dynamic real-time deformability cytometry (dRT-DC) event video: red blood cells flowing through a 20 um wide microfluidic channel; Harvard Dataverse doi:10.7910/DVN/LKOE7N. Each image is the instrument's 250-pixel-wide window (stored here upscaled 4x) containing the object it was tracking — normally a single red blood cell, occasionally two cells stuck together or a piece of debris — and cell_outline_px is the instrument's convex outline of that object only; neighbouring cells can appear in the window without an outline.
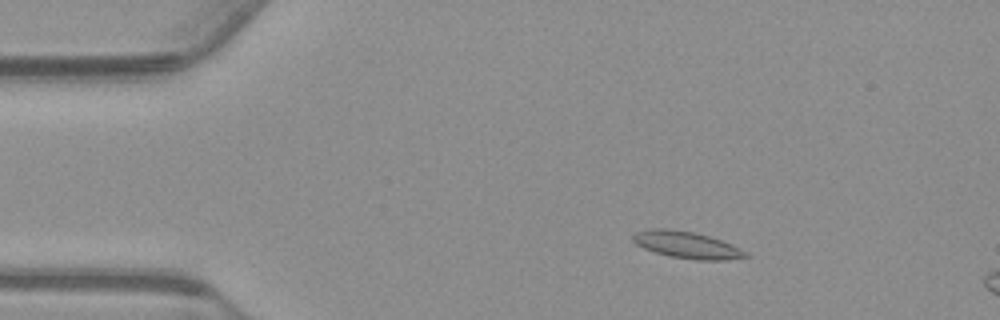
{"species": "common noctule bat (a hibernating species)", "species_latin": "Nyctalus noctula", "temperature_condition": "warm", "stored_images_in_passage": 15, "camera_frame_rate_fps": 3000, "um_per_image_px": 0.085, "animal": {"sex": "male", "body_mass_g": 23.1, "forearm_length_mm": 52.7}, "frame": {"image": 1, "passage_image": 9, "time_ms": 2.667, "image_size_px": [1000, 320], "cell_outline_px": [[748, 256], [724, 260], [696, 260], [668, 256], [644, 248], [636, 244], [632, 240], [632, 236], [636, 232], [652, 228], [672, 228], [692, 232], [708, 236], [732, 244], [744, 252]], "centroid_in_image_um": [58.31, 20.81], "position_along_channel_um": 26.7, "area_um2": 17.4}}